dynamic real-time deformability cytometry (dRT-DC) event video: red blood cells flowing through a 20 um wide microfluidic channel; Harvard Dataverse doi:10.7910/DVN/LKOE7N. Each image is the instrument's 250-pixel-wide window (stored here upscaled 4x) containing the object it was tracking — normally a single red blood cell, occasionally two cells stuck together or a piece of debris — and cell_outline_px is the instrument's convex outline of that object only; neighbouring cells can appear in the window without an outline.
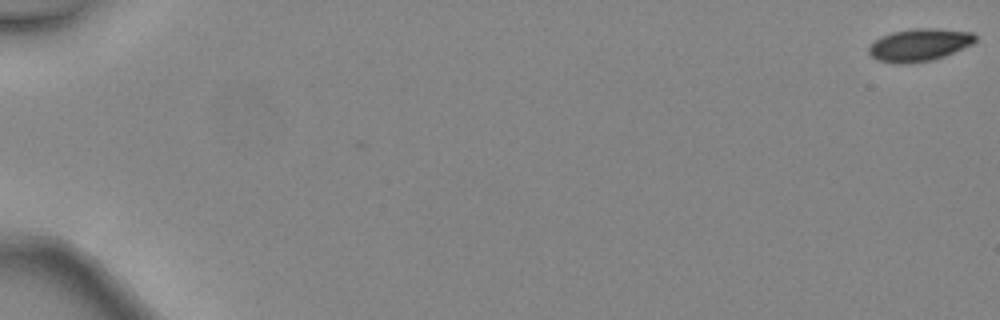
{"species": "common noctule bat (a hibernating species)", "species_latin": "Nyctalus noctula", "temperature_condition": "warm", "stored_images_in_passage": 9, "camera_frame_rate_fps": 3000, "um_per_image_px": 0.085, "animal": {"sex": "female", "body_mass_g": 24.6, "forearm_length_mm": 56.2}, "frame": {"image": 1, "passage_image": 1, "time_ms": 0.0, "image_size_px": [1000, 320], "cell_outline_px": [[976, 40], [972, 44], [944, 56], [932, 60], [908, 64], [900, 64], [876, 60], [868, 52], [868, 48], [880, 36], [892, 32], [912, 28], [936, 28], [972, 32], [976, 36]], "centroid_in_image_um": [78.13, 3.81], "position_along_channel_um": 6.9, "area_um2": 20.23}}